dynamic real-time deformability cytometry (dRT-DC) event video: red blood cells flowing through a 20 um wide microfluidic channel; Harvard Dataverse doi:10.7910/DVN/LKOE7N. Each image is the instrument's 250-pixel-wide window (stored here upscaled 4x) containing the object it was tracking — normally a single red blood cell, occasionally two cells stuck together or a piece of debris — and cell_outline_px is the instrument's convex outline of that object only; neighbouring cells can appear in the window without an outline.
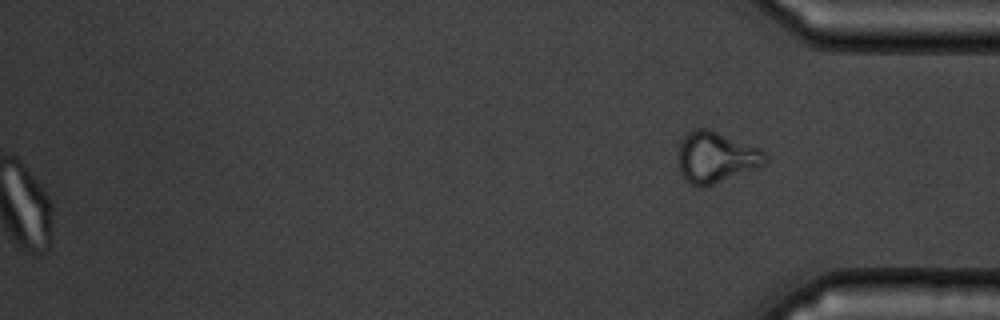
{"species": "common noctule bat (a hibernating species)", "species_latin": "Nyctalus noctula", "temperature_condition": "warm", "stored_images_in_passage": 41, "segment_of_instrument_passage": [2, 2], "camera_frame_rate_fps": 3000, "um_per_image_px": 0.085, "animal": {"sex": "male", "body_mass_g": 19.5, "forearm_length_mm": 54.6}, "frame": {"image": 1, "passage_image": 41, "time_ms": 13.333, "image_size_px": [1000, 320], "cell_outline_px": [[768, 160], [764, 164], [756, 168], [712, 184], [700, 188], [684, 180], [680, 172], [680, 140], [688, 132], [696, 128], [708, 128], [760, 148], [768, 152]], "centroid_in_image_um": [60.88, 13.35], "position_along_channel_um": 374.3, "area_um2": 25.72}}